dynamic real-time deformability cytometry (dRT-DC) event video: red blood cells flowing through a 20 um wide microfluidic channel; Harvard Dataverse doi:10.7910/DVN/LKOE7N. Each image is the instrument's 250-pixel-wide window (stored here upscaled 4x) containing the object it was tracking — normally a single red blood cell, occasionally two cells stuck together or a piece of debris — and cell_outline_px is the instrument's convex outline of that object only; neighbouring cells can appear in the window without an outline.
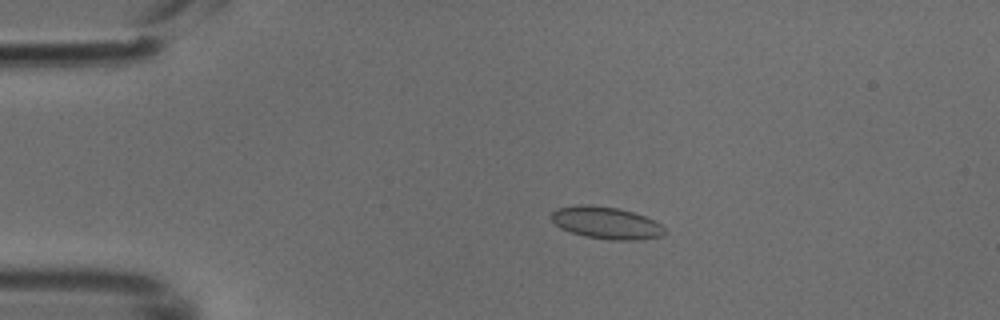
{"species": "common noctule bat (a hibernating species)", "species_latin": "Nyctalus noctula", "temperature_condition": "cold", "stored_images_in_passage": 50, "camera_frame_rate_fps": 3000, "um_per_image_px": 0.085, "animal": {"sex": "male", "body_mass_g": 18.8}, "frame": {"image": 1, "passage_image": 11, "time_ms": 3.333, "image_size_px": [1000, 320], "cell_outline_px": [[664, 236], [636, 240], [612, 240], [584, 236], [560, 228], [552, 220], [552, 212], [556, 208], [580, 204], [592, 204], [616, 208], [632, 212], [644, 216], [660, 224], [664, 228]], "centroid_in_image_um": [51.51, 18.94], "position_along_channel_um": 33.5, "area_um2": 21.1}}
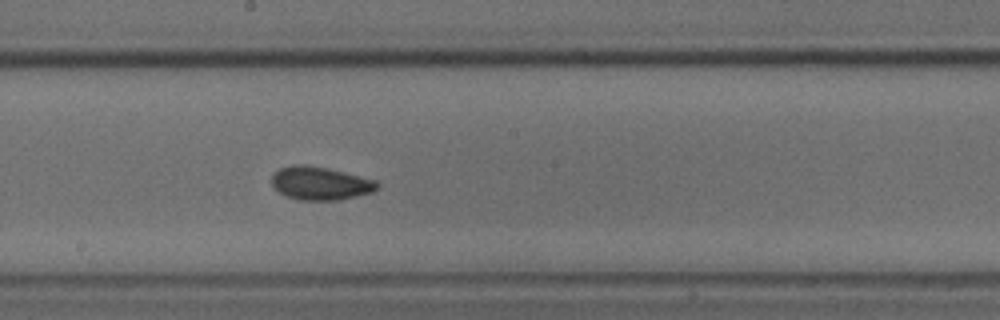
{"frame": {"image": 2, "passage_image": 28, "time_ms": 9.0, "image_size_px": [1000, 320], "cell_outline_px": [[380, 188], [372, 192], [340, 200], [300, 200], [288, 196], [280, 192], [272, 184], [272, 176], [280, 168], [292, 164], [304, 164], [328, 168], [376, 180], [380, 184]], "centroid_in_image_um": [27.26, 15.57], "position_along_channel_um": 220.9, "area_um2": 20.4}}
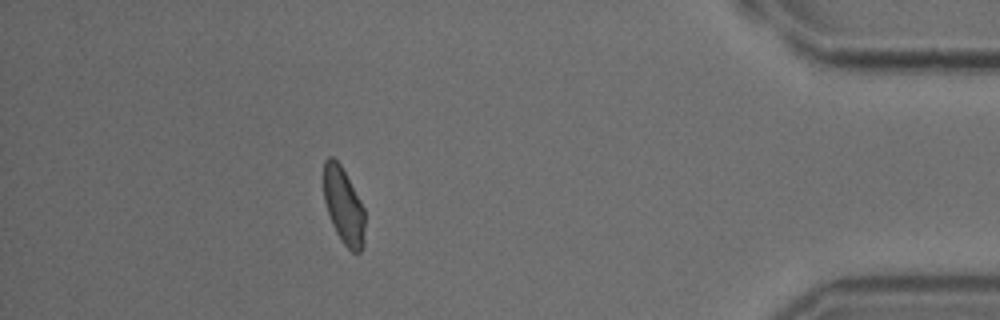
{"frame": {"image": 3, "passage_image": 45, "time_ms": 14.667, "image_size_px": [1000, 320], "cell_outline_px": [[364, 244], [360, 252], [352, 252], [344, 244], [336, 232], [332, 224], [324, 200], [324, 160], [328, 156], [332, 156], [340, 164], [360, 200], [364, 208]], "centroid_in_image_um": [29.2, 17.5], "position_along_channel_um": 406.0, "area_um2": 18.15}}